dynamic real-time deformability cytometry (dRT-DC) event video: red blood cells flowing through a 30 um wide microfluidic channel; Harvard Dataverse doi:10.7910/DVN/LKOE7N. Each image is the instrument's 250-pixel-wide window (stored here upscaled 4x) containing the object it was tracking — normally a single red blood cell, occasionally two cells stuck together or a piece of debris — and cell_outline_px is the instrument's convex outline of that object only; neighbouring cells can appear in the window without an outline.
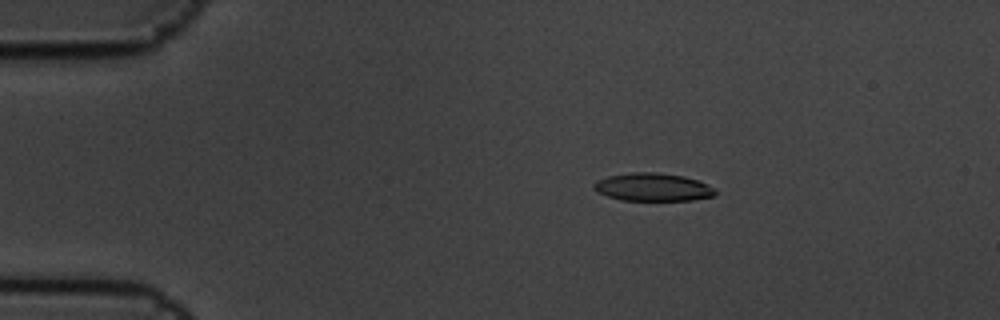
{"species": "common noctule bat (a hibernating species)", "species_latin": "Nyctalus noctula", "temperature_condition": "cold", "stored_images_in_passage": 6, "camera_frame_rate_fps": 3000, "um_per_image_px": 0.085, "animal": {"sex": "male", "body_mass_g": 19.5, "forearm_length_mm": 54.6}, "frame": {"image": 1, "passage_image": 4, "time_ms": 1.0, "image_size_px": [1000, 320], "cell_outline_px": [[716, 196], [692, 200], [620, 200], [596, 192], [592, 188], [592, 184], [596, 180], [608, 176], [632, 172], [656, 172], [684, 176], [708, 184], [716, 192]], "centroid_in_image_um": [55.45, 15.9], "position_along_channel_um": 29.5, "area_um2": 19.88}}